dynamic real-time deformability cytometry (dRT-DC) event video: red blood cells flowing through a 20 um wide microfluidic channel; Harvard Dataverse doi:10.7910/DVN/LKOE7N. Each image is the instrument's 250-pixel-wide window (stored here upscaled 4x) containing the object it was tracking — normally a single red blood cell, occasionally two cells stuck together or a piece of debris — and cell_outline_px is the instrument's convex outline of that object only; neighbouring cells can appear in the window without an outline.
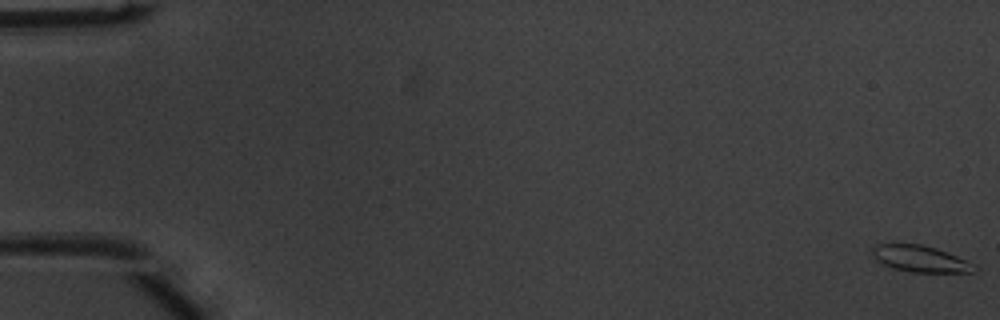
{"species": "common noctule bat (a hibernating species)", "species_latin": "Nyctalus noctula", "temperature_condition": "warm", "stored_images_in_passage": 52, "camera_frame_rate_fps": 3000, "um_per_image_px": 0.085, "animal": {"sex": "male", "body_mass_g": 20.1, "forearm_length_mm": 53.5}, "frame": {"image": 1, "passage_image": 1, "time_ms": 0.0, "image_size_px": [1000, 320], "cell_outline_px": [[976, 268], [972, 272], [912, 272], [892, 268], [884, 264], [872, 256], [868, 248], [876, 244], [920, 244], [936, 248], [948, 252], [972, 264]], "centroid_in_image_um": [78.13, 21.98], "position_along_channel_um": 6.9, "area_um2": 15.61}}
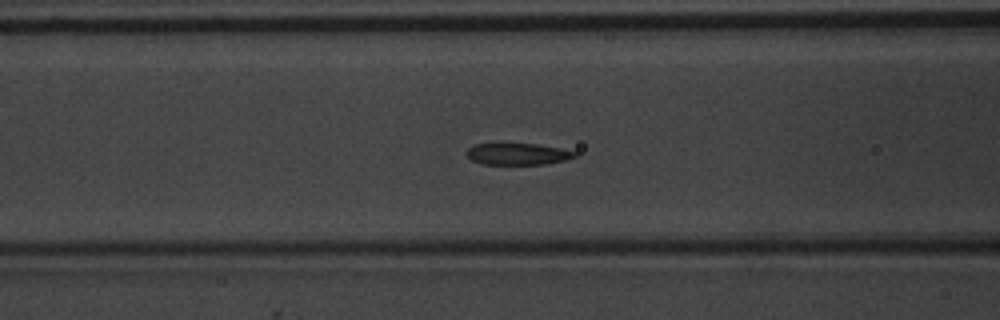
{"frame": {"image": 2, "passage_image": 22, "time_ms": 7.0, "image_size_px": [1000, 320], "cell_outline_px": [[576, 156], [568, 160], [544, 164], [484, 164], [472, 160], [468, 156], [468, 148], [476, 144], [500, 140], [536, 144], [560, 148], [576, 152]], "centroid_in_image_um": [43.98, 13.04], "position_along_channel_um": 122.6, "area_um2": 14.28}}
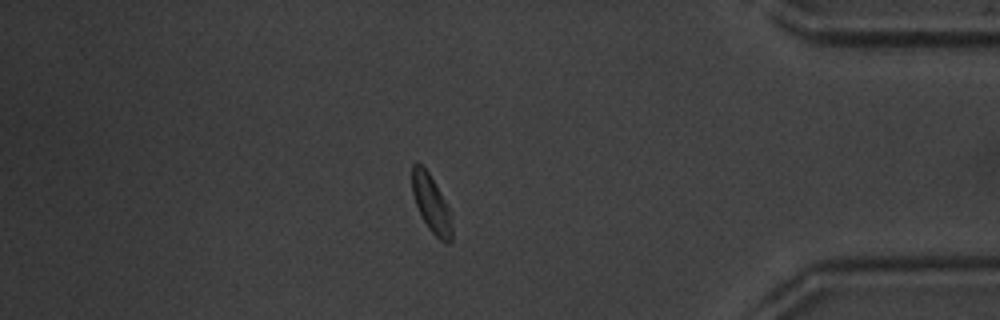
{"frame": {"image": 3, "passage_image": 45, "time_ms": 14.667, "image_size_px": [1000, 320], "cell_outline_px": [[452, 240], [448, 244], [444, 244], [428, 228], [416, 204], [412, 192], [412, 164], [416, 160], [428, 172], [444, 200], [448, 208], [452, 228]], "centroid_in_image_um": [36.65, 17.33], "position_along_channel_um": 398.6, "area_um2": 13.01}, "authors_computed_cell_mechanics": {"area_um2": 15.0569, "velocity_mm_per_s": 4.0036, "shape_relaxation_time_tau1_ms": 2.4992, "shape_relaxation_time_tau2_ms": 2.5435, "deformation_change_tau1": 0.0908, "deformation_change_tau2": 0.071}}